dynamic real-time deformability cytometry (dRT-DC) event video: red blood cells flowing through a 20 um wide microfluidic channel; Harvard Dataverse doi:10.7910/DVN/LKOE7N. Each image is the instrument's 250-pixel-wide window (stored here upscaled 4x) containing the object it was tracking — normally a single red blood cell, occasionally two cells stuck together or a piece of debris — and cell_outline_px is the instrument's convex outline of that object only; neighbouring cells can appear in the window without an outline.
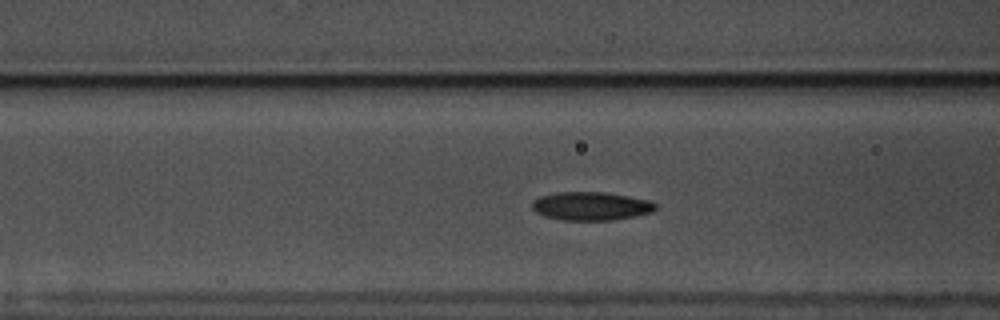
{"species": "common noctule bat (a hibernating species)", "species_latin": "Nyctalus noctula", "temperature_condition": "warm", "stored_images_in_passage": 56, "camera_frame_rate_fps": 3000, "um_per_image_px": 0.085, "animal": {"sex": "male", "body_mass_g": 17.5, "forearm_length_mm": 52.3}, "frame": {"image": 1, "passage_image": 20, "time_ms": 6.333, "image_size_px": [1000, 320], "cell_outline_px": [[656, 208], [652, 212], [636, 216], [612, 220], [564, 220], [544, 216], [536, 212], [532, 208], [532, 200], [540, 196], [556, 192], [604, 192], [628, 196], [648, 200], [656, 204]], "centroid_in_image_um": [50.22, 17.51], "position_along_channel_um": 116.4, "area_um2": 20.46}}
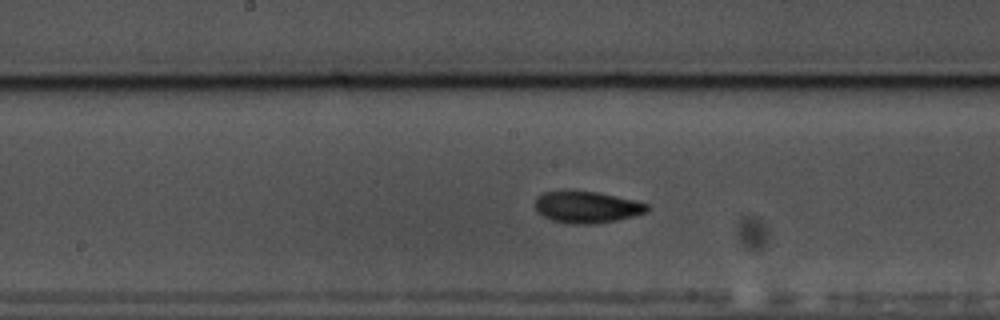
{"frame": {"image": 2, "passage_image": 27, "time_ms": 8.667, "image_size_px": [1000, 320], "cell_outline_px": [[648, 208], [644, 212], [632, 216], [616, 220], [596, 224], [572, 224], [552, 220], [536, 212], [536, 196], [544, 192], [564, 188], [568, 188], [596, 192], [616, 196], [648, 204]], "centroid_in_image_um": [49.79, 17.57], "position_along_channel_um": 198.4, "area_um2": 20.98}}
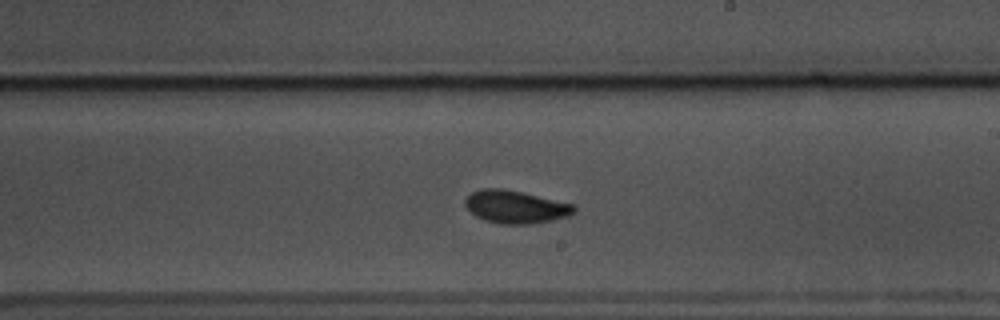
{"frame": {"image": 3, "passage_image": 31, "time_ms": 10.0, "image_size_px": [1000, 320], "cell_outline_px": [[576, 212], [568, 216], [552, 220], [528, 224], [500, 224], [484, 220], [476, 216], [464, 204], [464, 200], [472, 192], [484, 188], [500, 188], [520, 192], [572, 204], [576, 208]], "centroid_in_image_um": [43.8, 17.59], "position_along_channel_um": 245.2, "area_um2": 20.52}, "authors_computed_cell_mechanics": {"area_um2": 19.941, "velocity_mm_per_s": 3.5243, "shape_relaxation_time_tau1_ms": 3.9429, "shape_relaxation_time_tau2_ms": 1.8416, "deformation_change_tau1": 0.1308, "deformation_change_tau2": 0.0647}}